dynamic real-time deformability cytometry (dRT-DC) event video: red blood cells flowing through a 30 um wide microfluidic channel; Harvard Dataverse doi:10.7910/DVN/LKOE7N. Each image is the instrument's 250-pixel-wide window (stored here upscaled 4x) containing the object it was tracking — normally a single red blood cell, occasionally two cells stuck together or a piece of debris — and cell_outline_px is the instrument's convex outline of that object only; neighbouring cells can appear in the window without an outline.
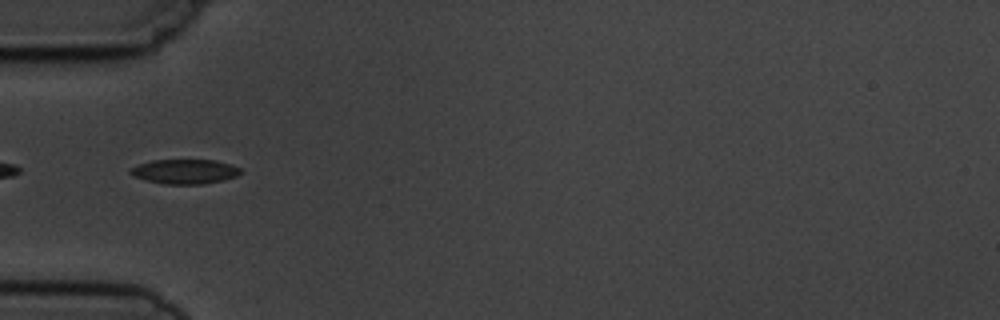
{"species": "common noctule bat (a hibernating species)", "species_latin": "Nyctalus noctula", "temperature_condition": "cold", "stored_images_in_passage": 10, "camera_frame_rate_fps": 3000, "um_per_image_px": 0.085, "animal": {"sex": "male", "body_mass_g": 19.5, "forearm_length_mm": 54.6}, "frame": {"image": 1, "passage_image": 6, "time_ms": 5.667, "image_size_px": [1000, 320], "cell_outline_px": [[244, 172], [236, 176], [224, 180], [204, 184], [164, 184], [132, 176], [128, 172], [128, 168], [152, 160], [216, 160], [232, 164], [240, 168]], "centroid_in_image_um": [15.73, 14.58], "position_along_channel_um": 69.3, "area_um2": 15.95}}
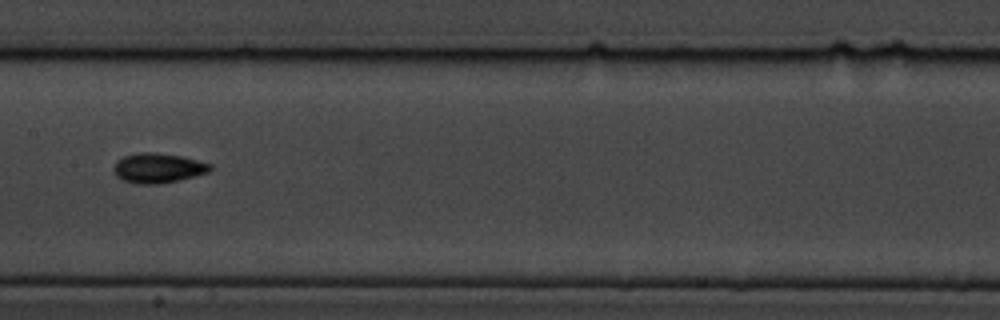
{"frame": {"image": 2, "passage_image": 9, "time_ms": 9.0, "image_size_px": [1000, 320], "cell_outline_px": [[212, 168], [208, 172], [176, 180], [156, 184], [136, 184], [124, 180], [116, 176], [112, 168], [116, 160], [124, 156], [136, 152], [156, 152], [180, 156], [212, 164]], "centroid_in_image_um": [13.37, 14.27], "position_along_channel_um": 194.0, "area_um2": 16.65}}
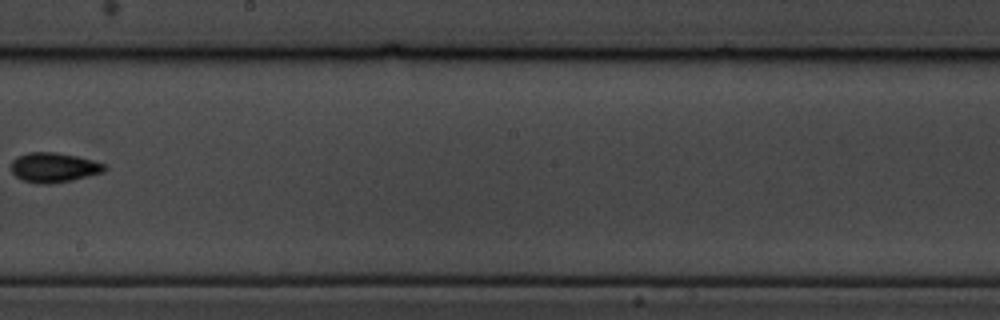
{"frame": {"image": 3, "passage_image": 10, "time_ms": 10.333, "image_size_px": [1000, 320], "cell_outline_px": [[108, 168], [104, 172], [72, 180], [48, 184], [40, 184], [24, 180], [16, 176], [12, 172], [12, 160], [16, 156], [28, 152], [56, 152], [76, 156], [92, 160], [104, 164]], "centroid_in_image_um": [4.58, 14.23], "position_along_channel_um": 243.6, "area_um2": 16.13}}